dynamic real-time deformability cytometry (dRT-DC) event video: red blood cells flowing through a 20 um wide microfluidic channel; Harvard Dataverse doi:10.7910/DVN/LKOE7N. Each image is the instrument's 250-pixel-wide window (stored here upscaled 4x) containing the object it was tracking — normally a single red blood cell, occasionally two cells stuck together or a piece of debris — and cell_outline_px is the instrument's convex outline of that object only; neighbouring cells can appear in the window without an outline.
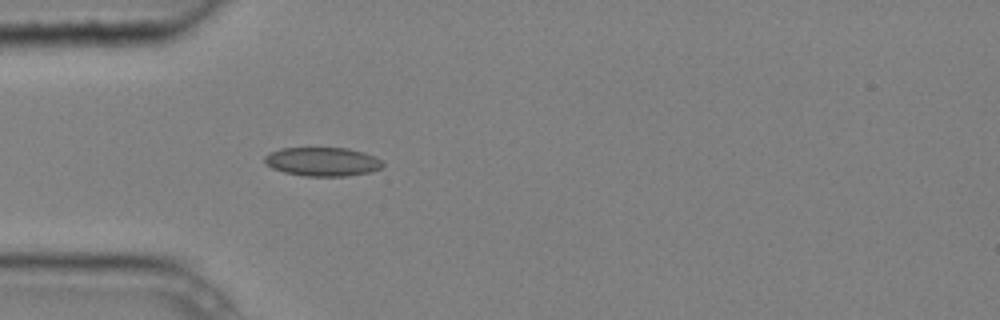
{"species": "common noctule bat (a hibernating species)", "species_latin": "Nyctalus noctula", "temperature_condition": "cold", "stored_images_in_passage": 4, "camera_frame_rate_fps": 3000, "um_per_image_px": 0.085, "animal": {"sex": "male", "body_mass_g": 20.4}, "frame": {"image": 1, "passage_image": 4, "time_ms": 1.0, "image_size_px": [1000, 320], "cell_outline_px": [[384, 164], [380, 168], [372, 172], [348, 176], [304, 176], [284, 172], [272, 168], [264, 160], [264, 156], [268, 152], [280, 148], [348, 148], [364, 152], [380, 160]], "centroid_in_image_um": [27.4, 13.74], "position_along_channel_um": 57.6, "area_um2": 19.88}}